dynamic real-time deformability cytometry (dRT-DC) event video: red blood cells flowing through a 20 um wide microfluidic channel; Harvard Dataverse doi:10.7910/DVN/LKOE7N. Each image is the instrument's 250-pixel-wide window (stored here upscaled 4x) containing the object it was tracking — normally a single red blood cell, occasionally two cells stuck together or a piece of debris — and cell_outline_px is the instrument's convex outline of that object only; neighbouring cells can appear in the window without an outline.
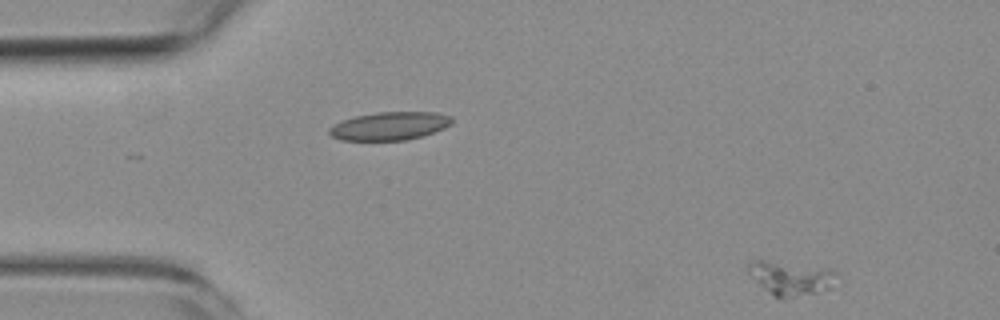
{"species": "common noctule bat (a hibernating species)", "species_latin": "Nyctalus noctula", "temperature_condition": "room temperature", "stored_images_in_passage": 3, "camera_frame_rate_fps": 3000, "um_per_image_px": 0.085, "animal": {"sex": "female", "body_mass_g": 19.3, "forearm_length_mm": 54.1}, "frame": {"image": 1, "passage_image": 3, "time_ms": 2.333, "image_size_px": [1000, 320], "cell_outline_px": [[840, 276], [836, 288], [816, 292], [792, 296], [772, 296], [748, 272], [748, 264], [752, 260], [764, 260], [832, 268], [840, 272]], "centroid_in_image_um": [67.37, 23.6], "position_along_channel_um": 17.6, "area_um2": 17.63}}